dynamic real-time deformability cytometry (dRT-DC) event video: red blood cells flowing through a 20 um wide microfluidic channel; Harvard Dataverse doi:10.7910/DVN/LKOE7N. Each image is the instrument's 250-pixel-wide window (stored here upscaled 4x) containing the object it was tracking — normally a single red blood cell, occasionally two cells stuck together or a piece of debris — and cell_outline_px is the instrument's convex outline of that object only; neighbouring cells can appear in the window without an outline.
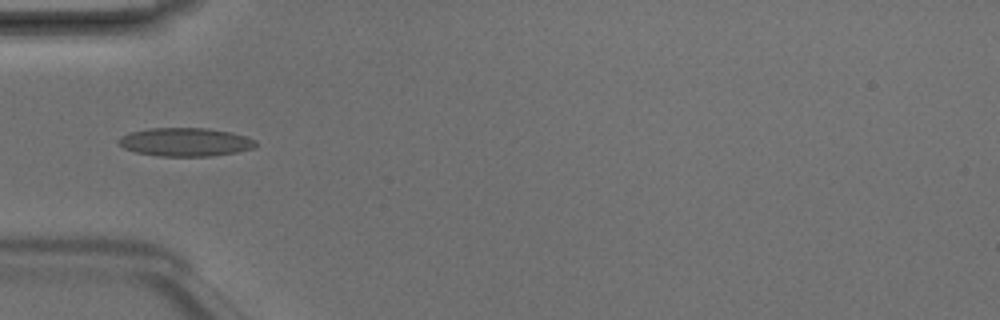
{"species": "Egyptian fruit bat (a non-hibernating species)", "species_latin": "Rousettus aegyptiacus", "temperature_condition": "room temperature", "stored_images_in_passage": 4, "camera_frame_rate_fps": 3000, "um_per_image_px": 0.085, "animal": {"sex": "male"}, "frame": {"image": 1, "passage_image": 3, "time_ms": 0.667, "image_size_px": [1000, 320], "cell_outline_px": [[256, 148], [236, 152], [212, 156], [160, 156], [136, 152], [124, 148], [116, 140], [120, 136], [132, 132], [148, 128], [208, 128], [232, 132], [256, 140]], "centroid_in_image_um": [15.77, 12.07], "position_along_channel_um": 69.2, "area_um2": 22.77}}